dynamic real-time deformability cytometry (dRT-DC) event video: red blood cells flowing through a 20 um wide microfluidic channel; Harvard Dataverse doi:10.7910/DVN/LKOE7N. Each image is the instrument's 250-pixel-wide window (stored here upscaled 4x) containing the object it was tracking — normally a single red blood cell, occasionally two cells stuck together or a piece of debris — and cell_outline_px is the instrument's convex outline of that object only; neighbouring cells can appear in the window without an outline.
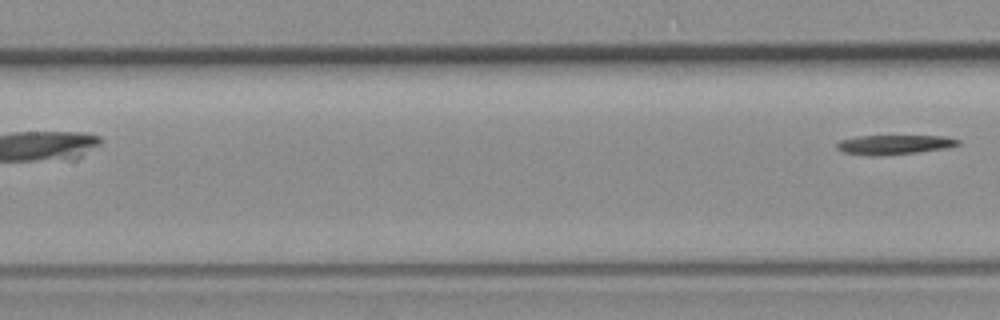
{"species": "common noctule bat (a hibernating species)", "species_latin": "Nyctalus noctula", "temperature_condition": "room temperature", "stored_images_in_passage": 8, "camera_frame_rate_fps": 3000, "um_per_image_px": 0.085, "animal": {"sex": "female", "body_mass_g": 19.3, "forearm_length_mm": 54.1}, "frame": {"image": 1, "passage_image": 8, "time_ms": 9.667, "image_size_px": [1000, 320], "cell_outline_px": [[960, 144], [948, 148], [916, 152], [844, 152], [836, 148], [836, 144], [840, 140], [860, 136], [944, 136], [960, 140]], "centroid_in_image_um": [76.14, 12.23], "position_along_channel_um": 131.3, "area_um2": 12.54}}